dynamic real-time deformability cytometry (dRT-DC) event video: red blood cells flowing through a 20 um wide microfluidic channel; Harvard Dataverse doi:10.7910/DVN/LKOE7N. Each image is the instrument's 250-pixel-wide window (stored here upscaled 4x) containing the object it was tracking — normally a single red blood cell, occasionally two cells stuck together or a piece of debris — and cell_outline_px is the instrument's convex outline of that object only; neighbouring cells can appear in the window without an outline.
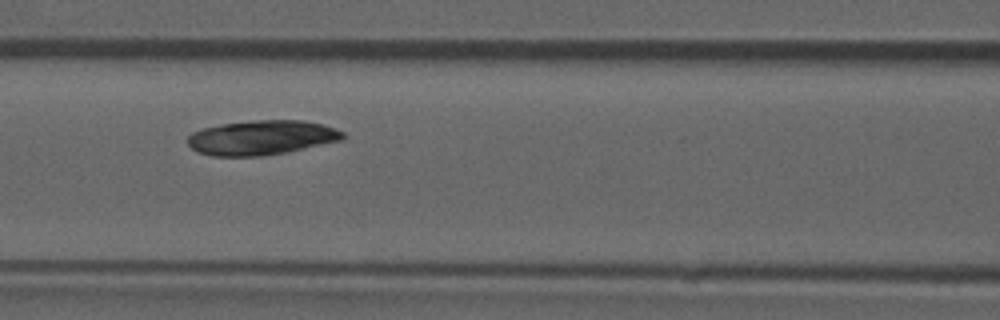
{"species": "common noctule bat (a hibernating species)", "species_latin": "Nyctalus noctula", "temperature_condition": "room temperature", "stored_images_in_passage": 6, "camera_frame_rate_fps": 3000, "um_per_image_px": 0.085, "animal": {"sex": "male", "forearm_length_mm": 52.5}, "frame": {"image": 1, "passage_image": 5, "time_ms": 1.333, "image_size_px": [1000, 320], "cell_outline_px": [[344, 140], [284, 152], [260, 156], [212, 156], [196, 152], [188, 144], [188, 136], [192, 132], [204, 128], [224, 124], [256, 120], [304, 120], [324, 124], [344, 132]], "centroid_in_image_um": [22.25, 11.69], "position_along_channel_um": 144.4, "area_um2": 31.15}}